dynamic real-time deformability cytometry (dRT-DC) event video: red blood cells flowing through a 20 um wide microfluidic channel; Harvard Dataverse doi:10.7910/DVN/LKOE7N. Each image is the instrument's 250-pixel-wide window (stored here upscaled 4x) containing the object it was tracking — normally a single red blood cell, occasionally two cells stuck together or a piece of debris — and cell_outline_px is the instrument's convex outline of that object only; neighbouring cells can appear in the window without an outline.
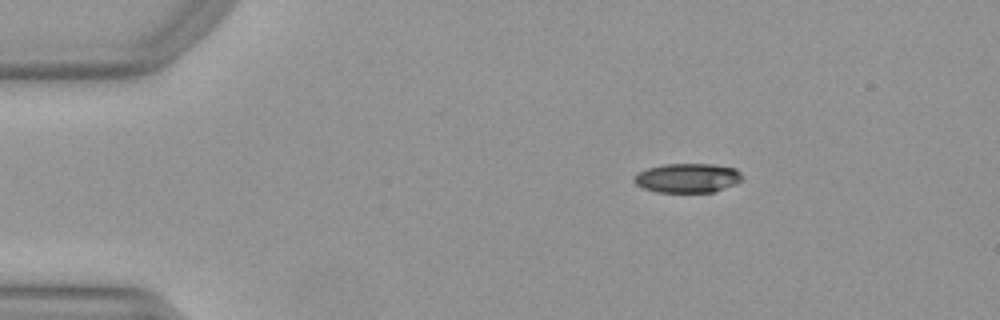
{"species": "Egyptian fruit bat (a non-hibernating species)", "species_latin": "Rousettus aegyptiacus", "temperature_condition": "warm", "stored_images_in_passage": 47, "camera_frame_rate_fps": 3000, "um_per_image_px": 0.085, "animal": {"sex": "female"}, "frame": {"image": 1, "passage_image": 4, "time_ms": 1.0, "image_size_px": [1000, 320], "cell_outline_px": [[744, 176], [736, 184], [712, 192], [656, 192], [644, 188], [636, 184], [632, 180], [632, 176], [636, 172], [648, 168], [664, 164], [712, 164], [736, 168]], "centroid_in_image_um": [58.41, 15.12], "position_along_channel_um": 26.6, "area_um2": 18.61}}
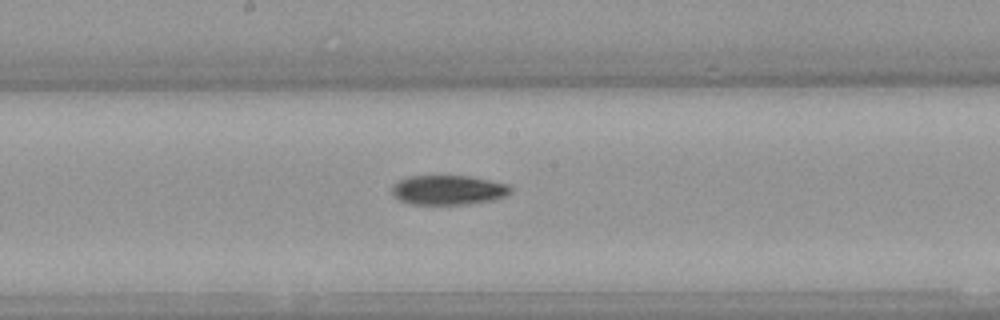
{"frame": {"image": 2, "passage_image": 23, "time_ms": 7.333, "image_size_px": [1000, 320], "cell_outline_px": [[512, 192], [508, 196], [492, 200], [468, 204], [412, 204], [400, 200], [392, 196], [392, 184], [408, 176], [468, 176], [508, 184], [512, 188]], "centroid_in_image_um": [38.11, 16.15], "position_along_channel_um": 210.1, "area_um2": 20.52}}
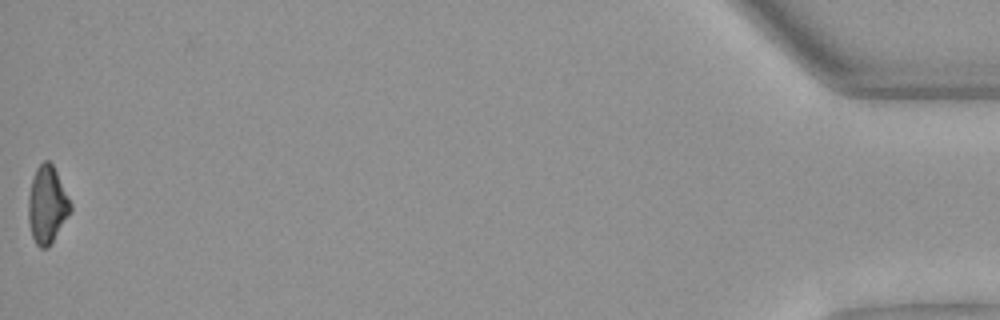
{"frame": {"image": 3, "passage_image": 47, "time_ms": 15.333, "image_size_px": [1000, 320], "cell_outline_px": [[72, 208], [48, 248], [40, 248], [36, 244], [32, 236], [28, 224], [28, 196], [32, 180], [36, 168], [44, 160], [48, 160], [52, 164], [72, 204]], "centroid_in_image_um": [3.98, 17.41], "position_along_channel_um": 431.2, "area_um2": 18.73}, "authors_computed_cell_mechanics": {"area_um2": 19.5364, "velocity_mm_per_s": 3.989, "shape_relaxation_time_tau1_ms": 5.9902, "shape_relaxation_time_tau2_ms": null, "deformation_change_tau1": 0.154, "deformation_change_tau2": null}}